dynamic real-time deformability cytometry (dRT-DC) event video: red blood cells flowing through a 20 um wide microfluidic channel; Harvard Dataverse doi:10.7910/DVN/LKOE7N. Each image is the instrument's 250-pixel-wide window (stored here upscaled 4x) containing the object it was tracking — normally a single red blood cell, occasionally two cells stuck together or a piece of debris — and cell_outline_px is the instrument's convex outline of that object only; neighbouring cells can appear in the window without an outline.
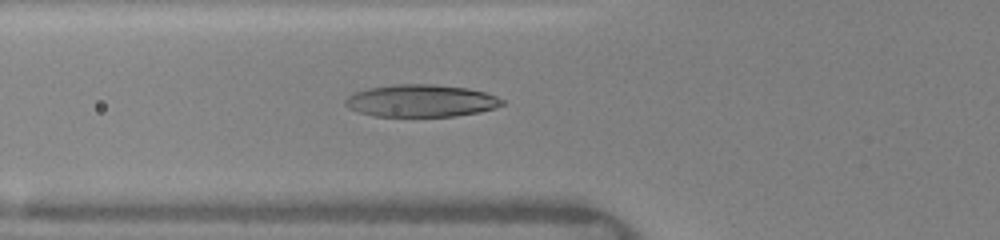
{"species": "human", "species_latin": "Homo sapiens", "temperature_condition": "warm", "stored_images_in_passage": 32, "camera_frame_rate_fps": 3000, "um_per_image_px": 0.085, "donor": {"sex": "female"}, "frame": {"image": 1, "passage_image": 2, "time_ms": 0.333, "image_size_px": [1000, 240], "cell_outline_px": [[504, 104], [496, 108], [480, 112], [456, 116], [376, 116], [360, 112], [348, 108], [344, 104], [344, 100], [348, 96], [356, 92], [368, 88], [392, 84], [432, 84], [468, 88], [484, 92], [496, 96], [504, 100]], "centroid_in_image_um": [35.8, 8.56], "position_along_channel_um": 90.0, "area_um2": 29.59}}
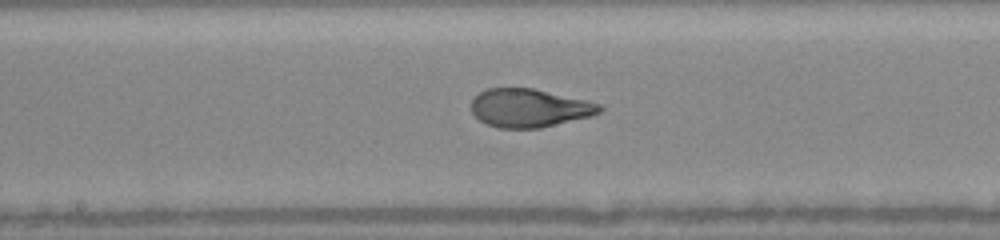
{"frame": {"image": 2, "passage_image": 10, "time_ms": 3.0, "image_size_px": [1000, 240], "cell_outline_px": [[604, 108], [600, 112], [592, 116], [540, 128], [500, 128], [488, 124], [480, 120], [472, 112], [472, 96], [488, 88], [532, 88], [588, 100], [600, 104]], "centroid_in_image_um": [45.01, 9.17], "position_along_channel_um": 203.2, "area_um2": 28.73}}
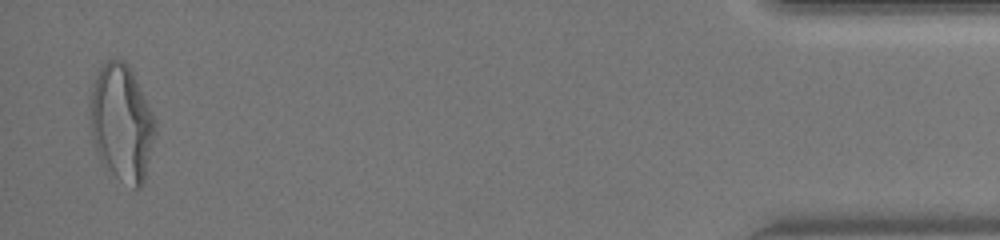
{"frame": {"image": 3, "passage_image": 31, "time_ms": 10.0, "image_size_px": [1000, 240], "cell_outline_px": [[156, 136], [144, 184], [140, 188], [132, 188], [120, 180], [100, 160], [92, 140], [88, 108], [92, 84], [100, 68], [108, 60], [124, 60], [128, 64], [156, 120]], "centroid_in_image_um": [10.34, 10.48], "position_along_channel_um": 424.9, "area_um2": 44.68}, "authors_computed_cell_mechanics": {"area_um2": 29.9693, "velocity_mm_per_s": 4.2213, "shape_relaxation_time_tau1_ms": 4.3963, "shape_relaxation_time_tau2_ms": 0.6819, "deformation_change_tau1": 0.2124, "deformation_change_tau2": 0.064}}